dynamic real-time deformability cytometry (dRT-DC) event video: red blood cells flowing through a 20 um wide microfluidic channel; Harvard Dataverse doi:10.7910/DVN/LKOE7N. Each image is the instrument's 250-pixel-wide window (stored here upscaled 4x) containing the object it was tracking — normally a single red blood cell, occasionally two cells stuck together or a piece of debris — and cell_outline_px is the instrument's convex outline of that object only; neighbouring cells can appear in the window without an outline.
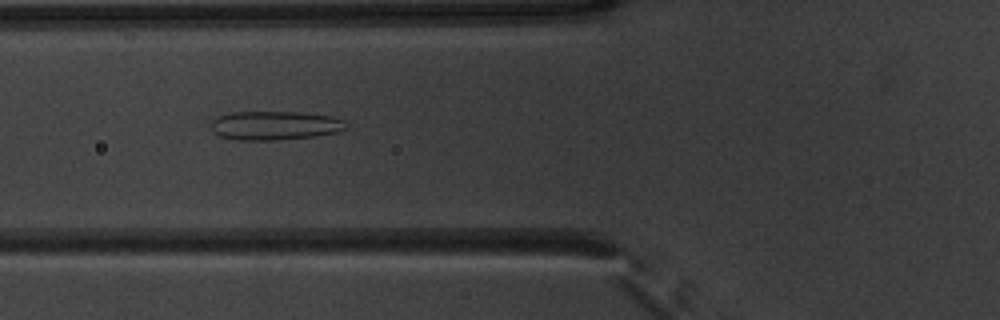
{"species": "common noctule bat (a hibernating species)", "species_latin": "Nyctalus noctula", "temperature_condition": "warm", "stored_images_in_passage": 52, "camera_frame_rate_fps": 3000, "um_per_image_px": 0.085, "animal": {"sex": "male", "body_mass_g": 20.1, "forearm_length_mm": 53.5}, "frame": {"image": 1, "passage_image": 20, "time_ms": 6.333, "image_size_px": [1000, 320], "cell_outline_px": [[348, 124], [344, 128], [336, 132], [312, 136], [272, 140], [236, 140], [220, 136], [212, 132], [212, 120], [216, 116], [228, 112], [296, 112], [332, 116], [344, 120]], "centroid_in_image_um": [23.3, 10.66], "position_along_channel_um": 102.5, "area_um2": 22.66}}
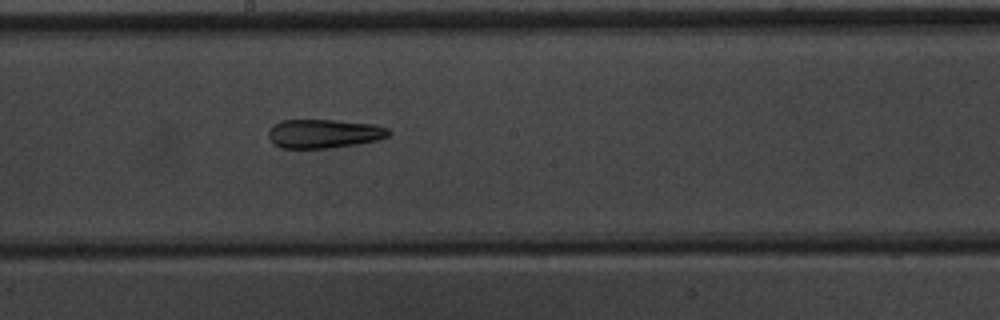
{"frame": {"image": 2, "passage_image": 29, "time_ms": 9.333, "image_size_px": [1000, 320], "cell_outline_px": [[392, 132], [388, 136], [376, 140], [356, 144], [328, 148], [280, 148], [272, 144], [268, 136], [268, 132], [272, 124], [280, 120], [336, 120], [376, 124], [388, 128]], "centroid_in_image_um": [27.5, 11.35], "position_along_channel_um": 220.7, "area_um2": 20.46}}
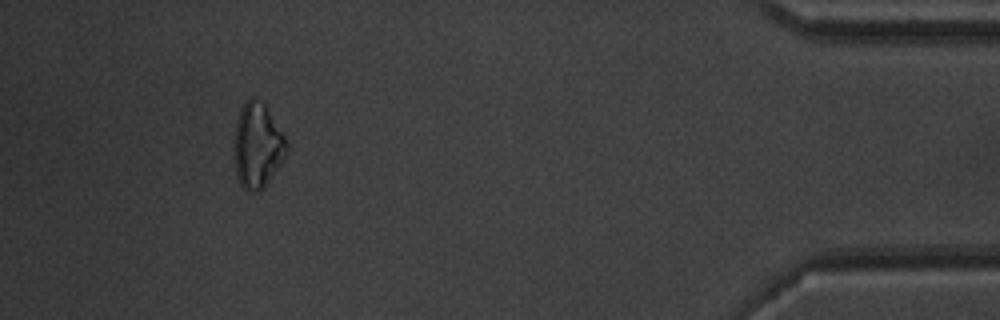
{"frame": {"image": 3, "passage_image": 48, "time_ms": 15.667, "image_size_px": [1000, 320], "cell_outline_px": [[288, 152], [264, 188], [256, 192], [248, 192], [240, 184], [236, 176], [232, 148], [232, 144], [236, 120], [248, 96], [252, 96], [264, 104], [268, 108], [284, 136], [288, 144]], "centroid_in_image_um": [21.85, 12.38], "position_along_channel_um": 413.4, "area_um2": 26.47}, "authors_computed_cell_mechanics": {"area_um2": 23.5535, "velocity_mm_per_s": 3.9328, "shape_relaxation_time_tau1_ms": null, "shape_relaxation_time_tau2_ms": 6.9751, "deformation_change_tau1": null, "deformation_change_tau2": 0.2015}}